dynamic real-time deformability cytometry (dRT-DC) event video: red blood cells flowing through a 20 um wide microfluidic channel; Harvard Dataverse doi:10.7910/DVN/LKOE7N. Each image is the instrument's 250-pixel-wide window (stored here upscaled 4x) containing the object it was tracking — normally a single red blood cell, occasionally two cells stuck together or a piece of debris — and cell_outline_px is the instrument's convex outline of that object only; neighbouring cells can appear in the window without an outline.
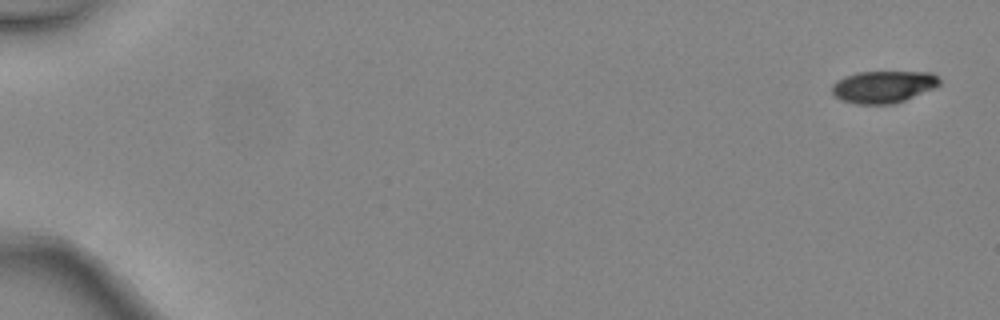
{"species": "common noctule bat (a hibernating species)", "species_latin": "Nyctalus noctula", "temperature_condition": "warm", "stored_images_in_passage": 4, "camera_frame_rate_fps": 3000, "um_per_image_px": 0.085, "animal": {"sex": "female", "body_mass_g": 24.6, "forearm_length_mm": 56.2}, "frame": {"image": 1, "passage_image": 1, "time_ms": 0.0, "image_size_px": [1000, 320], "cell_outline_px": [[940, 84], [936, 88], [896, 104], [856, 104], [840, 100], [832, 92], [832, 84], [836, 80], [844, 76], [856, 72], [932, 72], [940, 80]], "centroid_in_image_um": [75.09, 7.38], "position_along_channel_um": 9.9, "area_um2": 20.4}}
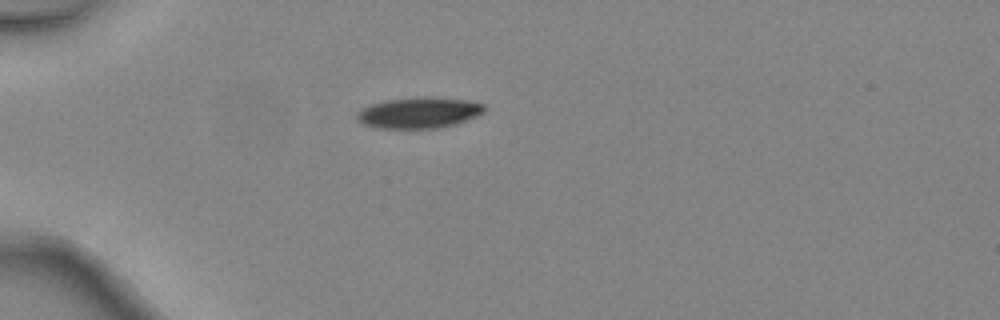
{"frame": {"image": 2, "passage_image": 4, "time_ms": 1.0, "image_size_px": [1000, 320], "cell_outline_px": [[484, 112], [476, 116], [456, 124], [440, 128], [380, 128], [364, 124], [356, 120], [356, 112], [372, 104], [388, 100], [464, 100], [484, 104]], "centroid_in_image_um": [35.57, 9.65], "position_along_channel_um": 49.4, "area_um2": 21.68}}